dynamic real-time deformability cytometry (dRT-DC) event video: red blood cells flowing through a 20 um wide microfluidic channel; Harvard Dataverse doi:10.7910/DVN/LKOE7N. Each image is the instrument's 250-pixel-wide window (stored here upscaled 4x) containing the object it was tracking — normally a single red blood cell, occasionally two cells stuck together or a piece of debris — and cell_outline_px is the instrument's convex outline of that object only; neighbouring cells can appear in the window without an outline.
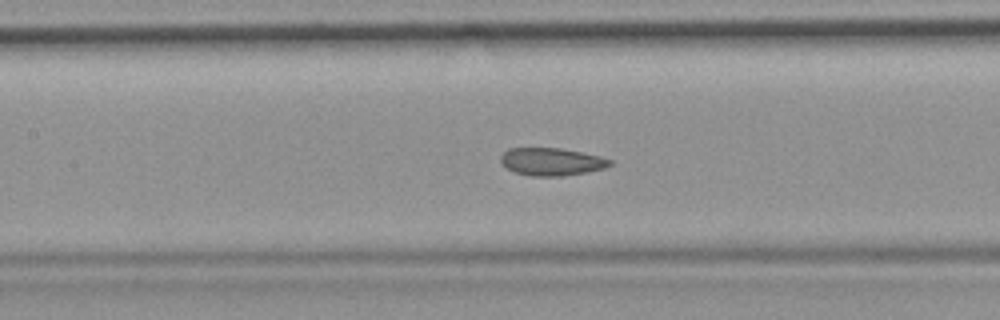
{"species": "common noctule bat (a hibernating species)", "species_latin": "Nyctalus noctula", "temperature_condition": "room temperature", "stored_images_in_passage": 50, "camera_frame_rate_fps": 3000, "um_per_image_px": 0.085, "animal": {"sex": "female", "body_mass_g": 19.9}, "frame": {"image": 1, "passage_image": 22, "time_ms": 7.0, "image_size_px": [1000, 320], "cell_outline_px": [[612, 164], [604, 168], [584, 172], [560, 176], [528, 176], [516, 172], [508, 168], [500, 160], [500, 156], [508, 148], [560, 148], [600, 156], [612, 160]], "centroid_in_image_um": [46.87, 13.74], "position_along_channel_um": 160.5, "area_um2": 17.4}, "authors_computed_cell_mechanics": {"area_um2": 19.1318, "velocity_mm_per_s": 3.8851, "shape_relaxation_time_tau1_ms": null, "shape_relaxation_time_tau2_ms": 1.8734, "deformation_change_tau1": null, "deformation_change_tau2": 0.064}}